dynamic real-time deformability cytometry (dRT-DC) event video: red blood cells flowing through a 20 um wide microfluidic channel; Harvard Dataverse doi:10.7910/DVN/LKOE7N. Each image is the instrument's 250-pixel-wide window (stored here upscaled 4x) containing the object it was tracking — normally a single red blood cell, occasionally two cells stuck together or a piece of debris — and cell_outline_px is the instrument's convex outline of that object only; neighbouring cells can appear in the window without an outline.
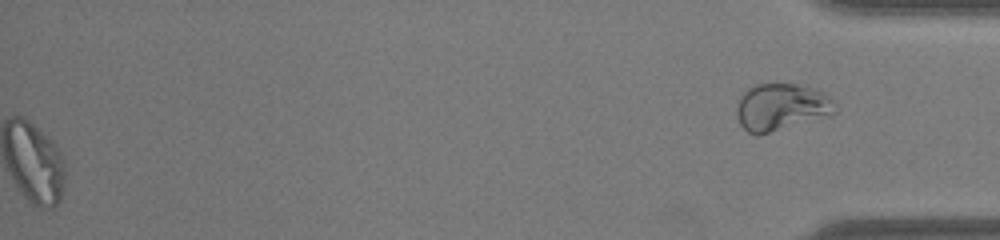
{"species": "common noctule bat (a hibernating species)", "species_latin": "Nyctalus noctula", "temperature_condition": "warm", "stored_images_in_passage": 48, "segment_of_instrument_passage": [2, 2], "camera_frame_rate_fps": 3000, "um_per_image_px": 0.085, "animal": {"sex": "male", "body_mass_g": 19.0, "forearm_length_mm": 50.8}, "frame": {"image": 1, "passage_image": 48, "time_ms": 15.667, "image_size_px": [1000, 240], "cell_outline_px": [[836, 112], [832, 116], [760, 136], [756, 136], [748, 132], [740, 124], [736, 116], [736, 104], [740, 96], [748, 88], [756, 84], [800, 84], [816, 88], [824, 92], [836, 104]], "centroid_in_image_um": [66.43, 9.12], "position_along_channel_um": 368.8, "area_um2": 27.86}}